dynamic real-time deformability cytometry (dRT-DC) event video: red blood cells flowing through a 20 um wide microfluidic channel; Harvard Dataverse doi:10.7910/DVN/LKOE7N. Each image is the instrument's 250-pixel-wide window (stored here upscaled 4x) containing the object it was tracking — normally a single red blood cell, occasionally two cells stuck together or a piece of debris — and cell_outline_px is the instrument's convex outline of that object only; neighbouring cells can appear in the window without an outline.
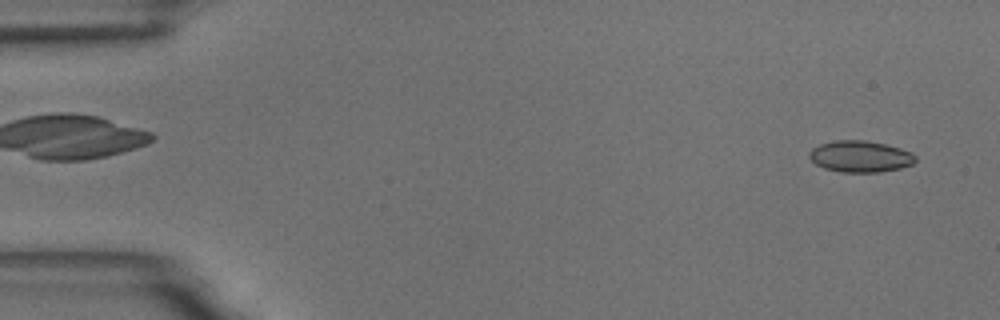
{"species": "common noctule bat (a hibernating species)", "species_latin": "Nyctalus noctula", "temperature_condition": "room temperature", "stored_images_in_passage": 54, "camera_frame_rate_fps": 3000, "um_per_image_px": 0.085, "animal": {"sex": "male", "body_mass_g": 18.8}, "frame": {"image": 1, "passage_image": 2, "time_ms": 0.333, "image_size_px": [1000, 320], "cell_outline_px": [[916, 160], [912, 164], [900, 168], [880, 172], [840, 172], [824, 168], [816, 164], [808, 156], [808, 152], [812, 148], [820, 144], [836, 140], [864, 140], [884, 144], [900, 148], [912, 152], [916, 156]], "centroid_in_image_um": [73.11, 13.3], "position_along_channel_um": 11.9, "area_um2": 19.48}}
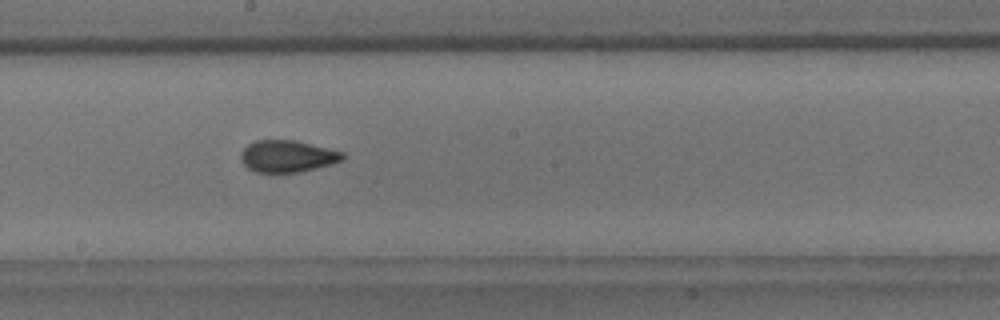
{"frame": {"image": 2, "passage_image": 29, "time_ms": 9.333, "image_size_px": [1000, 320], "cell_outline_px": [[344, 160], [332, 164], [300, 172], [256, 172], [248, 168], [240, 160], [240, 152], [248, 144], [256, 140], [296, 140], [344, 152]], "centroid_in_image_um": [24.43, 13.27], "position_along_channel_um": 223.8, "area_um2": 19.02}}
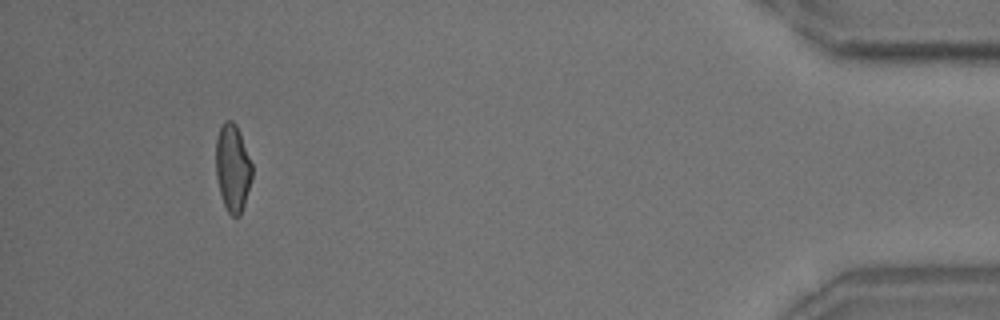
{"frame": {"image": 3, "passage_image": 50, "time_ms": 16.333, "image_size_px": [1000, 320], "cell_outline_px": [[252, 176], [244, 204], [240, 216], [232, 216], [228, 212], [224, 204], [220, 192], [216, 176], [216, 140], [220, 128], [224, 120], [232, 120], [236, 124], [240, 132], [252, 164]], "centroid_in_image_um": [19.77, 14.25], "position_along_channel_um": 415.4, "area_um2": 18.32}, "authors_computed_cell_mechanics": {"area_um2": 19.1607, "velocity_mm_per_s": 3.6892, "shape_relaxation_time_tau1_ms": null, "shape_relaxation_time_tau2_ms": 1.3175, "deformation_change_tau1": null, "deformation_change_tau2": 0.0737}}